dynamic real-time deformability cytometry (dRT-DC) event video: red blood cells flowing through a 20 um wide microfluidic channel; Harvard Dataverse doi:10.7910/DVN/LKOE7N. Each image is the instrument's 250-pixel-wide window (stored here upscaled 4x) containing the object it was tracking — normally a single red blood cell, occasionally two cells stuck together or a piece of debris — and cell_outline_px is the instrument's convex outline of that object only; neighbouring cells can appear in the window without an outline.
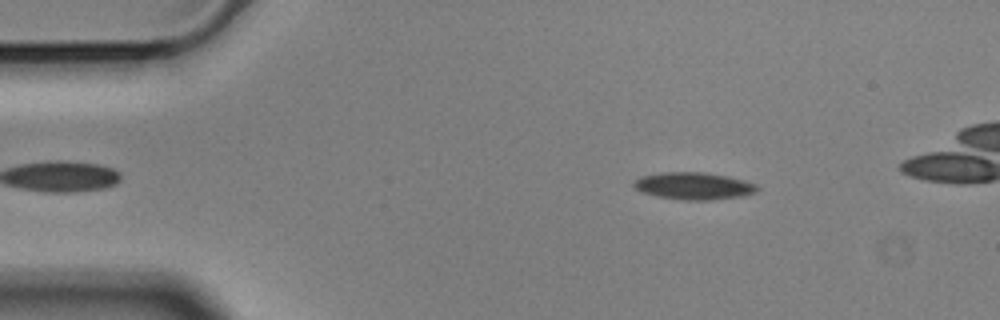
{"species": "Egyptian fruit bat (a non-hibernating species)", "species_latin": "Rousettus aegyptiacus", "temperature_condition": "cold", "stored_images_in_passage": 49, "camera_frame_rate_fps": 3000, "um_per_image_px": 0.085, "animal": {"sex": "male"}, "frame": {"image": 1, "passage_image": 5, "time_ms": 1.333, "image_size_px": [1000, 320], "cell_outline_px": [[760, 188], [756, 192], [744, 196], [708, 200], [684, 200], [660, 196], [640, 192], [632, 184], [640, 176], [660, 172], [704, 172], [728, 176], [744, 180], [756, 184]], "centroid_in_image_um": [58.99, 15.8], "position_along_channel_um": 26.0, "area_um2": 19.59}}
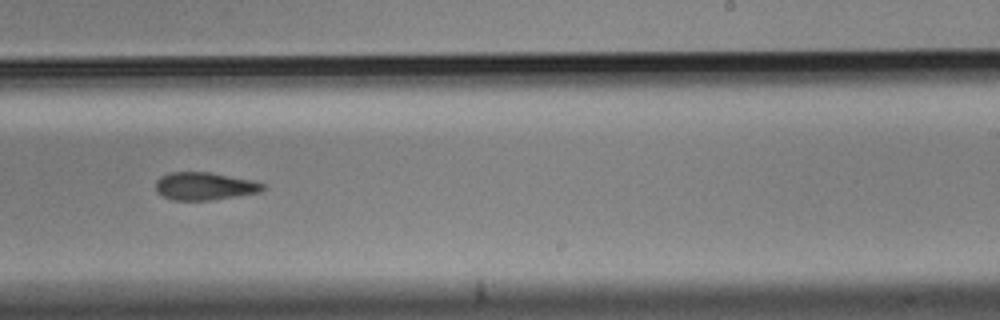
{"frame": {"image": 2, "passage_image": 31, "time_ms": 10.0, "image_size_px": [1000, 320], "cell_outline_px": [[264, 188], [260, 192], [236, 196], [208, 200], [176, 200], [164, 196], [156, 192], [156, 180], [160, 176], [168, 172], [208, 172], [252, 180], [264, 184]], "centroid_in_image_um": [17.35, 15.81], "position_along_channel_um": 271.6, "area_um2": 17.17}}
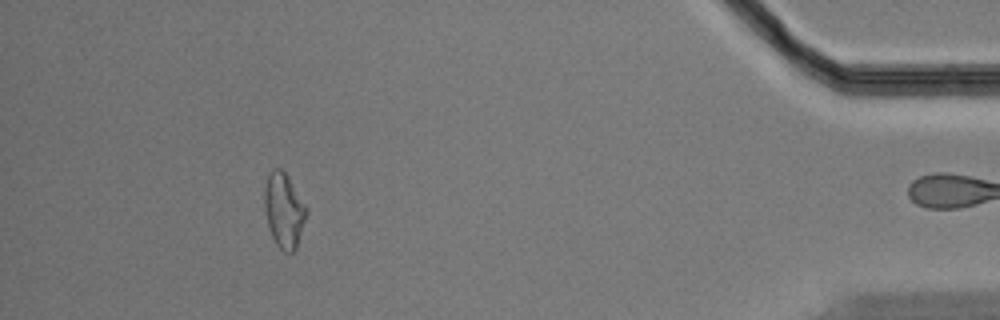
{"frame": {"image": 3, "passage_image": 48, "time_ms": 15.667, "image_size_px": [1000, 320], "cell_outline_px": [[308, 212], [296, 248], [292, 252], [284, 252], [276, 244], [272, 236], [268, 224], [264, 208], [264, 188], [268, 176], [272, 168], [280, 168], [288, 176], [308, 208]], "centroid_in_image_um": [24.14, 17.86], "position_along_channel_um": 411.1, "area_um2": 18.26}, "authors_computed_cell_mechanics": {"area_um2": 18.4382, "velocity_mm_per_s": 3.5089, "shape_relaxation_time_tau1_ms": 6.7666, "shape_relaxation_time_tau2_ms": null, "deformation_change_tau1": 0.129, "deformation_change_tau2": null}}